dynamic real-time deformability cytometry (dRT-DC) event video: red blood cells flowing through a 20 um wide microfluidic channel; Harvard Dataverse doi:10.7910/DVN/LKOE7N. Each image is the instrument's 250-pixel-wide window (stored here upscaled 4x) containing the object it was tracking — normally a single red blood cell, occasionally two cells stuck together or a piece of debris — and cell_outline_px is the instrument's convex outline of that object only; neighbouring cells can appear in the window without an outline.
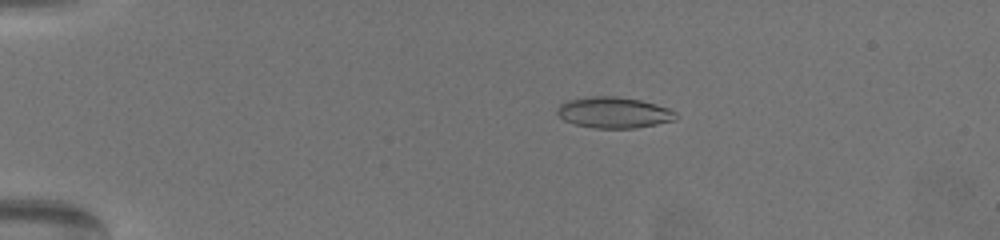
{"species": "common noctule bat (a hibernating species)", "species_latin": "Nyctalus noctula", "temperature_condition": "warm", "stored_images_in_passage": 65, "camera_frame_rate_fps": 3000, "um_per_image_px": 0.085, "animal": {"sex": "female", "body_mass_g": 19.5, "forearm_length_mm": 54.1}, "frame": {"image": 1, "passage_image": 15, "time_ms": 4.667, "image_size_px": [1000, 240], "cell_outline_px": [[676, 120], [636, 128], [596, 128], [572, 124], [564, 120], [556, 112], [556, 108], [560, 104], [568, 100], [592, 96], [616, 96], [640, 100], [656, 104], [668, 108], [676, 112]], "centroid_in_image_um": [52.16, 9.57], "position_along_channel_um": 32.8, "area_um2": 21.5}}
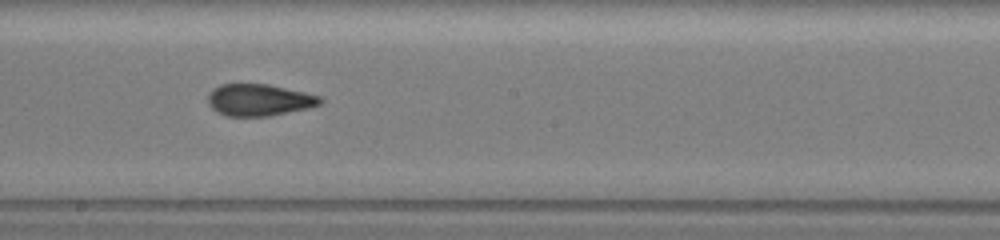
{"frame": {"image": 2, "passage_image": 39, "time_ms": 12.667, "image_size_px": [1000, 240], "cell_outline_px": [[324, 100], [320, 104], [308, 108], [268, 116], [228, 116], [216, 112], [208, 104], [208, 96], [212, 88], [220, 84], [268, 84], [304, 92], [320, 96]], "centroid_in_image_um": [22.0, 8.49], "position_along_channel_um": 226.2, "area_um2": 20.81}}
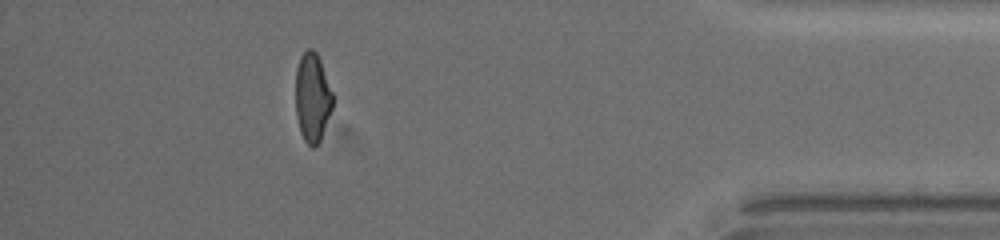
{"frame": {"image": 3, "passage_image": 59, "time_ms": 19.333, "image_size_px": [1000, 240], "cell_outline_px": [[332, 108], [320, 140], [312, 148], [304, 140], [300, 132], [296, 116], [296, 68], [300, 56], [308, 48], [312, 48], [316, 52], [320, 60], [332, 92]], "centroid_in_image_um": [26.53, 8.27], "position_along_channel_um": 408.7, "area_um2": 19.07}, "authors_computed_cell_mechanics": {"area_um2": 20.9814, "velocity_mm_per_s": 3.3397, "shape_relaxation_time_tau1_ms": null, "shape_relaxation_time_tau2_ms": 1.7195, "deformation_change_tau1": null, "deformation_change_tau2": 0.0762}}